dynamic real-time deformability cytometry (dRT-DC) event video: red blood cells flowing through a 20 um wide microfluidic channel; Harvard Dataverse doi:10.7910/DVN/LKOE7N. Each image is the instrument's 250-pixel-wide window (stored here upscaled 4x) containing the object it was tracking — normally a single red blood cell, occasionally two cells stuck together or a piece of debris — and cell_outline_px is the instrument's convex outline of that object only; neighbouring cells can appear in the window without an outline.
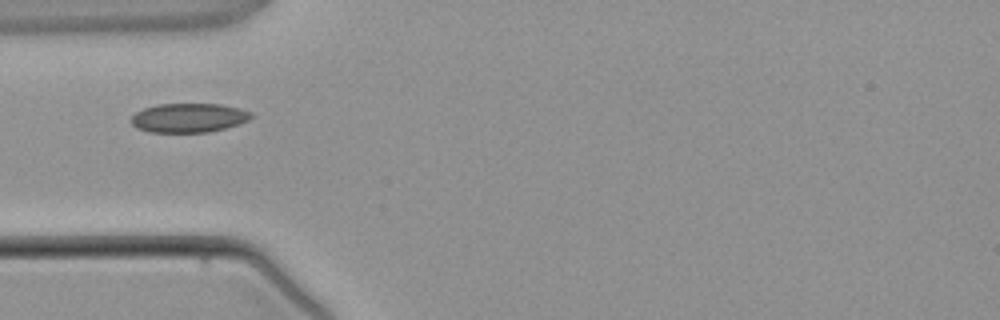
{"species": "common noctule bat (a hibernating species)", "species_latin": "Nyctalus noctula", "temperature_condition": "warm", "stored_images_in_passage": 1, "camera_frame_rate_fps": 3000, "um_per_image_px": 0.085, "animal": {"sex": "male", "body_mass_g": 21.5, "forearm_length_mm": 52.0}, "frame": {"image": 1, "passage_image": 1, "time_ms": 0.0, "image_size_px": [1000, 320], "cell_outline_px": [[252, 116], [248, 120], [224, 128], [208, 132], [148, 132], [136, 128], [128, 120], [136, 112], [144, 108], [156, 104], [220, 104], [240, 108], [252, 112]], "centroid_in_image_um": [15.99, 10.01], "position_along_channel_um": 69.0, "area_um2": 20.4}}